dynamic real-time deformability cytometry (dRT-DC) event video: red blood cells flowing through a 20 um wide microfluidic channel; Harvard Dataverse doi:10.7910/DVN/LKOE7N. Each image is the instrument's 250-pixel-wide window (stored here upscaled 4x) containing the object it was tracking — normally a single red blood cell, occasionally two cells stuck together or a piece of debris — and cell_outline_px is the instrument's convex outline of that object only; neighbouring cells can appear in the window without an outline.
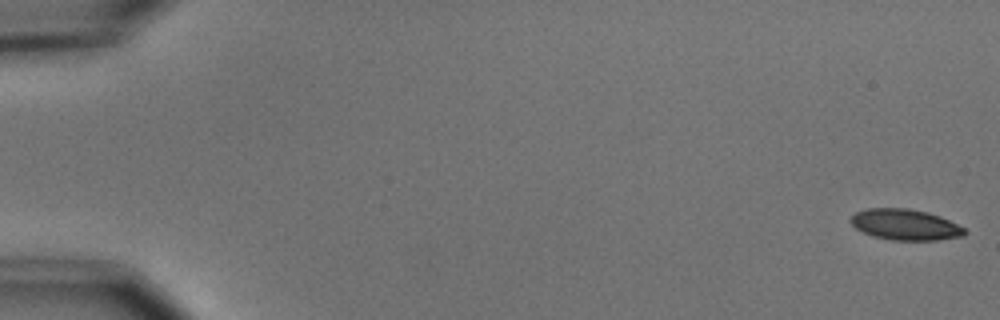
{"species": "common noctule bat (a hibernating species)", "species_latin": "Nyctalus noctula", "temperature_condition": "cold", "stored_images_in_passage": 7, "camera_frame_rate_fps": 3000, "um_per_image_px": 0.085, "animal": {"sex": "male", "body_mass_g": 15.6}, "frame": {"image": 1, "passage_image": 1, "time_ms": 0.0, "image_size_px": [1000, 320], "cell_outline_px": [[968, 232], [964, 236], [936, 240], [892, 240], [872, 236], [856, 228], [848, 220], [856, 212], [868, 208], [908, 208], [928, 212], [940, 216], [964, 228]], "centroid_in_image_um": [76.94, 19.09], "position_along_channel_um": 8.1, "area_um2": 20.52}}